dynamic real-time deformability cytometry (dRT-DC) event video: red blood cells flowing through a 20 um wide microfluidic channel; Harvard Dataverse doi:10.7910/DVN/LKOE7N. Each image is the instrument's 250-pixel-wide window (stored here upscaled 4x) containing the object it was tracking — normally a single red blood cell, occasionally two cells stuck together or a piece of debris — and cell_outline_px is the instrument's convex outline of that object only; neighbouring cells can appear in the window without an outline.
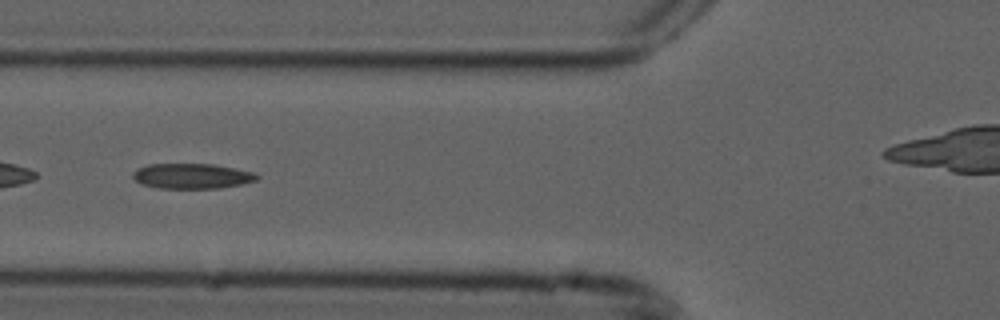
{"species": "common noctule bat (a hibernating species)", "species_latin": "Nyctalus noctula", "temperature_condition": "cold", "stored_images_in_passage": 7, "camera_frame_rate_fps": 3000, "um_per_image_px": 0.085, "animal": {"sex": "male", "forearm_length_mm": 52.5}, "frame": {"image": 1, "passage_image": 5, "time_ms": 1.333, "image_size_px": [1000, 320], "cell_outline_px": [[260, 176], [256, 180], [240, 184], [220, 188], [160, 188], [144, 184], [136, 180], [132, 176], [132, 172], [148, 164], [212, 164], [252, 172]], "centroid_in_image_um": [16.31, 14.96], "position_along_channel_um": 109.5, "area_um2": 17.86}}
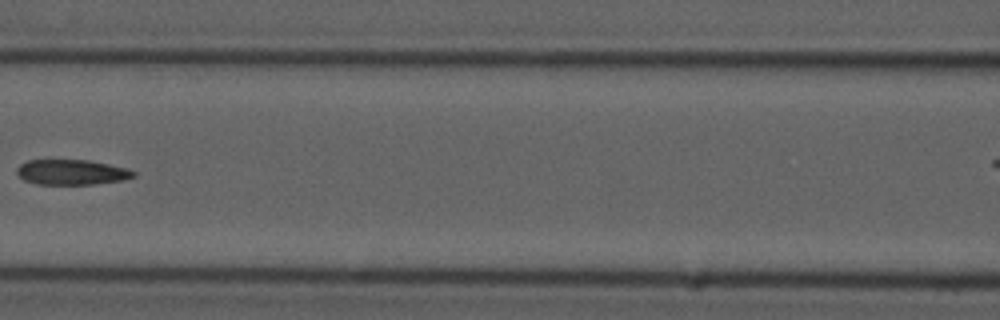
{"frame": {"image": 2, "passage_image": 6, "time_ms": 1.667, "image_size_px": [1000, 320], "cell_outline_px": [[136, 176], [124, 180], [92, 184], [36, 184], [24, 180], [16, 172], [16, 168], [20, 164], [28, 160], [88, 160], [128, 168], [136, 172]], "centroid_in_image_um": [6.1, 14.63], "position_along_channel_um": 160.5, "area_um2": 17.17}}
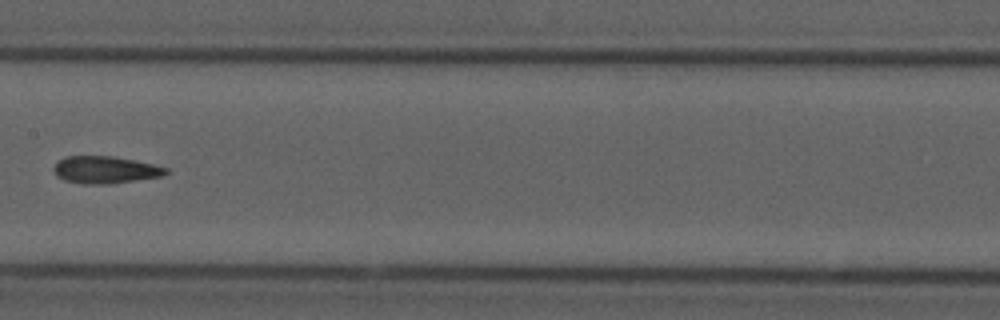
{"frame": {"image": 3, "passage_image": 7, "time_ms": 2.0, "image_size_px": [1000, 320], "cell_outline_px": [[168, 172], [164, 176], [108, 184], [80, 184], [64, 180], [56, 176], [52, 168], [64, 156], [112, 156], [152, 164], [168, 168]], "centroid_in_image_um": [8.92, 14.44], "position_along_channel_um": 198.5, "area_um2": 17.8}}